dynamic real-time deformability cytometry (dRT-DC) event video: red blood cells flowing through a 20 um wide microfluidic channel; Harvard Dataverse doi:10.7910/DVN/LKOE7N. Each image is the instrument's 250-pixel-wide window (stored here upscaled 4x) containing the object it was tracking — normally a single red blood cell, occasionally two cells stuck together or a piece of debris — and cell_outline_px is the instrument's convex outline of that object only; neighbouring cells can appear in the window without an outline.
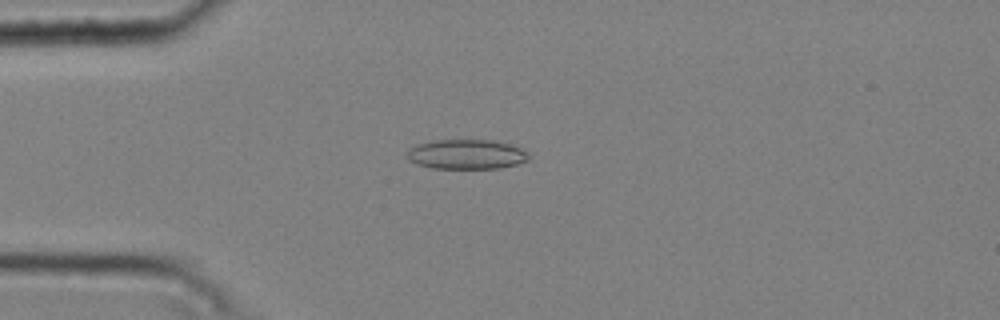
{"species": "common noctule bat (a hibernating species)", "species_latin": "Nyctalus noctula", "temperature_condition": "cold", "stored_images_in_passage": 51, "camera_frame_rate_fps": 3000, "um_per_image_px": 0.085, "animal": {"sex": "male", "body_mass_g": 20.4}, "frame": {"image": 1, "passage_image": 14, "time_ms": 4.333, "image_size_px": [1000, 320], "cell_outline_px": [[532, 156], [528, 160], [516, 164], [500, 168], [432, 168], [416, 164], [408, 160], [408, 152], [416, 144], [432, 140], [496, 140], [512, 144], [528, 152]], "centroid_in_image_um": [39.69, 13.11], "position_along_channel_um": 45.3, "area_um2": 21.21}}
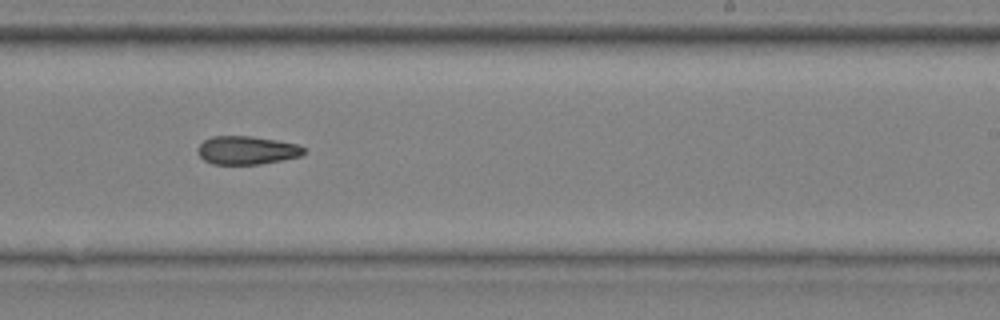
{"frame": {"image": 2, "passage_image": 33, "time_ms": 10.667, "image_size_px": [1000, 320], "cell_outline_px": [[304, 152], [300, 156], [260, 164], [212, 164], [204, 160], [196, 152], [196, 148], [204, 140], [212, 136], [252, 136], [276, 140], [296, 144], [304, 148]], "centroid_in_image_um": [20.92, 12.77], "position_along_channel_um": 268.1, "area_um2": 17.46}}
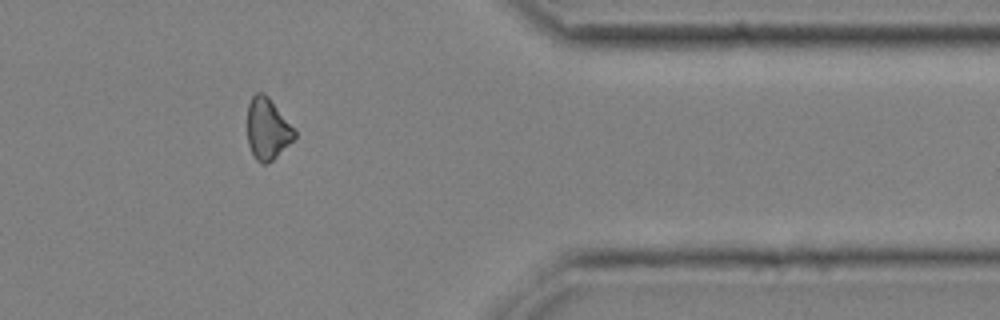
{"frame": {"image": 3, "passage_image": 44, "time_ms": 14.333, "image_size_px": [1000, 320], "cell_outline_px": [[296, 136], [272, 160], [264, 164], [260, 164], [256, 160], [248, 144], [248, 104], [252, 96], [256, 92], [264, 92], [268, 96], [296, 128]], "centroid_in_image_um": [22.74, 10.92], "position_along_channel_um": 388.7, "area_um2": 16.94}, "authors_computed_cell_mechanics": {"area_um2": 18.496, "velocity_mm_per_s": 3.7856, "shape_relaxation_time_tau1_ms": null, "shape_relaxation_time_tau2_ms": 6.164, "deformation_change_tau1": null, "deformation_change_tau2": 0.1309}}